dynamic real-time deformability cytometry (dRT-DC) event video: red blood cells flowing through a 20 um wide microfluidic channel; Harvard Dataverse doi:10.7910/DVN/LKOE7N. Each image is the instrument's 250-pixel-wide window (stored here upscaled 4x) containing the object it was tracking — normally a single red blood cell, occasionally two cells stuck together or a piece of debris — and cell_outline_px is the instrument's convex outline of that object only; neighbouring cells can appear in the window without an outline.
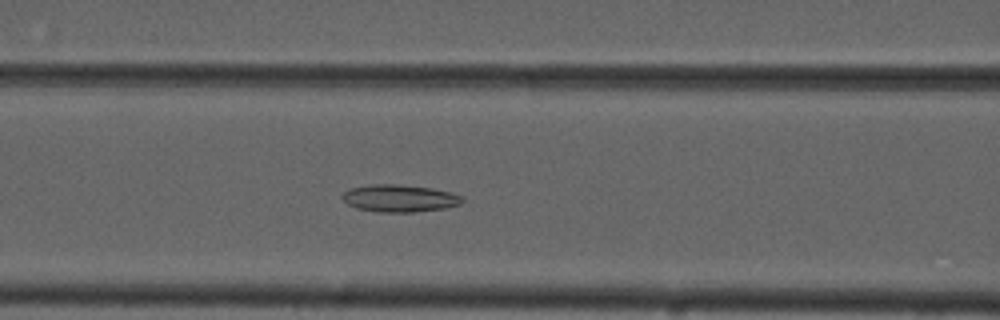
{"species": "common noctule bat (a hibernating species)", "species_latin": "Nyctalus noctula", "temperature_condition": "cold", "stored_images_in_passage": 55, "camera_frame_rate_fps": 3000, "um_per_image_px": 0.085, "animal": {"sex": "male", "forearm_length_mm": 52.5}, "frame": {"image": 1, "passage_image": 23, "time_ms": 7.333, "image_size_px": [1000, 320], "cell_outline_px": [[464, 200], [460, 204], [444, 208], [412, 212], [376, 212], [356, 208], [348, 204], [340, 196], [348, 188], [372, 184], [396, 184], [428, 188], [452, 192], [464, 196]], "centroid_in_image_um": [33.94, 16.85], "position_along_channel_um": 132.7, "area_um2": 19.13}}
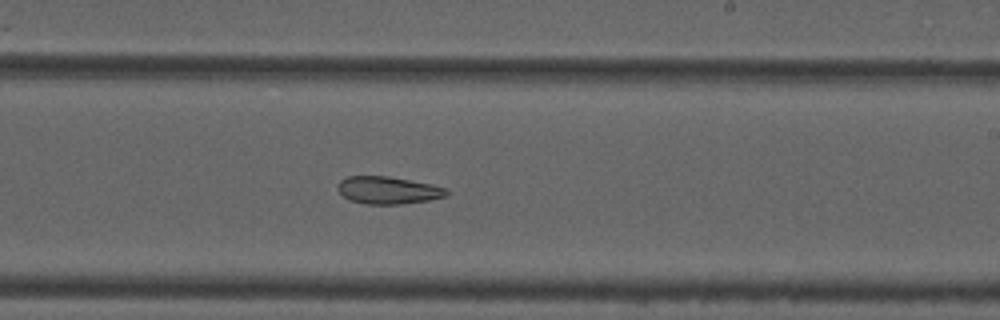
{"frame": {"image": 2, "passage_image": 33, "time_ms": 10.667, "image_size_px": [1000, 320], "cell_outline_px": [[448, 192], [444, 196], [428, 200], [404, 204], [364, 204], [348, 200], [336, 188], [340, 180], [348, 176], [388, 176], [432, 184], [448, 188]], "centroid_in_image_um": [32.96, 16.17], "position_along_channel_um": 256.0, "area_um2": 17.46}}
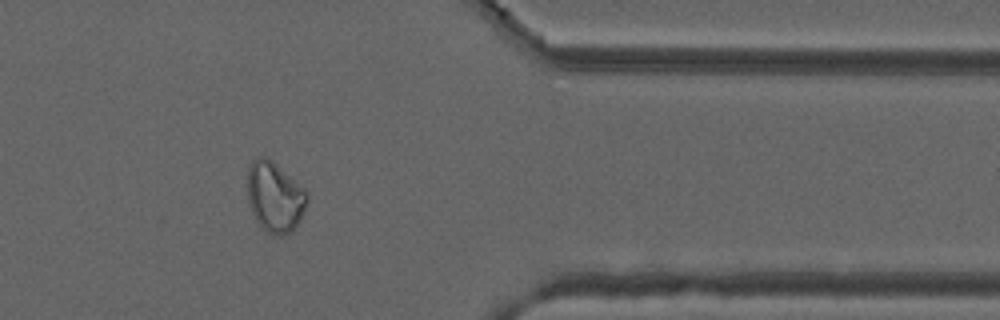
{"frame": {"image": 3, "passage_image": 45, "time_ms": 14.667, "image_size_px": [1000, 320], "cell_outline_px": [[308, 200], [304, 212], [300, 220], [292, 232], [280, 236], [276, 236], [264, 232], [256, 220], [248, 204], [248, 164], [256, 156], [268, 156], [304, 188], [308, 192]], "centroid_in_image_um": [23.35, 16.74], "position_along_channel_um": 388.0, "area_um2": 24.97}, "authors_computed_cell_mechanics": {"area_um2": 22.3686, "velocity_mm_per_s": 3.7203, "shape_relaxation_time_tau1_ms": null, "shape_relaxation_time_tau2_ms": 8.7783, "deformation_change_tau1": null, "deformation_change_tau2": 0.1632}}